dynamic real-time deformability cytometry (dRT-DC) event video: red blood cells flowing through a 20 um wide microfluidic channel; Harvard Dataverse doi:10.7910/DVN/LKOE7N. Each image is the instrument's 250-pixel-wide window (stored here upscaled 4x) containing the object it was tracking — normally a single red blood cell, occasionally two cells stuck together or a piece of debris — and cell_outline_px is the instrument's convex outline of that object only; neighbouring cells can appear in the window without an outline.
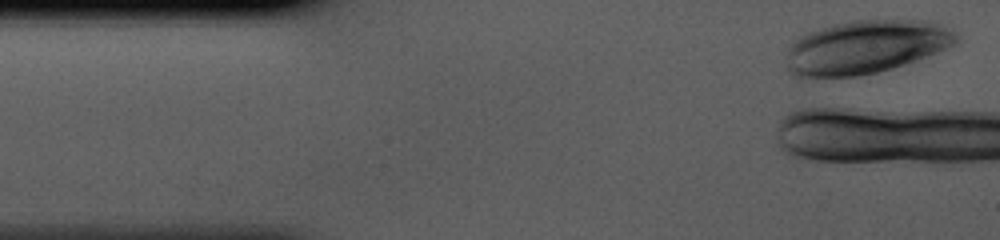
{"species": "human", "species_latin": "Homo sapiens", "temperature_condition": "cold", "stored_images_in_passage": 3, "camera_frame_rate_fps": 3000, "um_per_image_px": 0.085, "donor": {"sex": "male"}, "frame": {"image": 1, "passage_image": 1, "time_ms": 0.0, "image_size_px": [1000, 240], "cell_outline_px": [[956, 40], [952, 44], [936, 52], [916, 60], [892, 68], [876, 72], [856, 76], [800, 80], [792, 76], [788, 72], [788, 44], [792, 40], [808, 32], [832, 24], [852, 20], [928, 20], [940, 24], [952, 32], [956, 36]], "centroid_in_image_um": [73.45, 4.02], "position_along_channel_um": 11.6, "area_um2": 53.23}}